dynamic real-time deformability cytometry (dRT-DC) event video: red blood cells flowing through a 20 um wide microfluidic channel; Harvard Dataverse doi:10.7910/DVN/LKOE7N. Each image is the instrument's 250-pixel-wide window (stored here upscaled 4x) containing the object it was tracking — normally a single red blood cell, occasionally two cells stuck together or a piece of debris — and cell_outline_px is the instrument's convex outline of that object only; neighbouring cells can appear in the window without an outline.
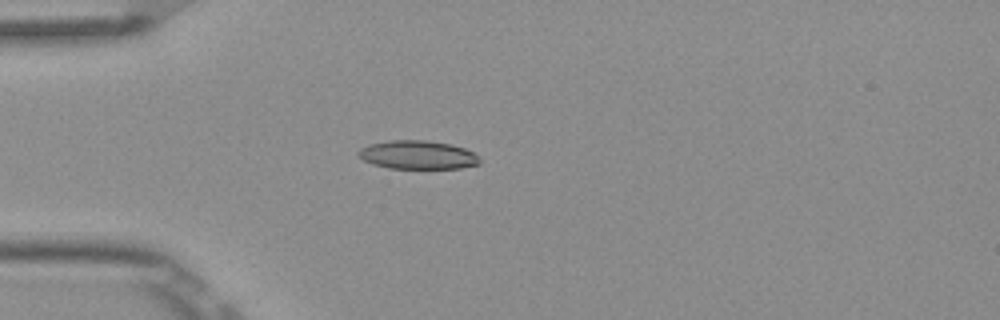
{"species": "Egyptian fruit bat (a non-hibernating species)", "species_latin": "Rousettus aegyptiacus", "temperature_condition": "room temperature", "stored_images_in_passage": 4, "camera_frame_rate_fps": 3000, "um_per_image_px": 0.085, "frame": {"image": 1, "passage_image": 4, "time_ms": 1.0, "image_size_px": [1000, 320], "cell_outline_px": [[480, 164], [460, 168], [388, 168], [372, 164], [364, 160], [356, 152], [360, 148], [368, 144], [388, 140], [424, 140], [452, 144], [464, 148], [472, 152], [480, 160]], "centroid_in_image_um": [35.47, 13.16], "position_along_channel_um": 49.5, "area_um2": 20.17}}